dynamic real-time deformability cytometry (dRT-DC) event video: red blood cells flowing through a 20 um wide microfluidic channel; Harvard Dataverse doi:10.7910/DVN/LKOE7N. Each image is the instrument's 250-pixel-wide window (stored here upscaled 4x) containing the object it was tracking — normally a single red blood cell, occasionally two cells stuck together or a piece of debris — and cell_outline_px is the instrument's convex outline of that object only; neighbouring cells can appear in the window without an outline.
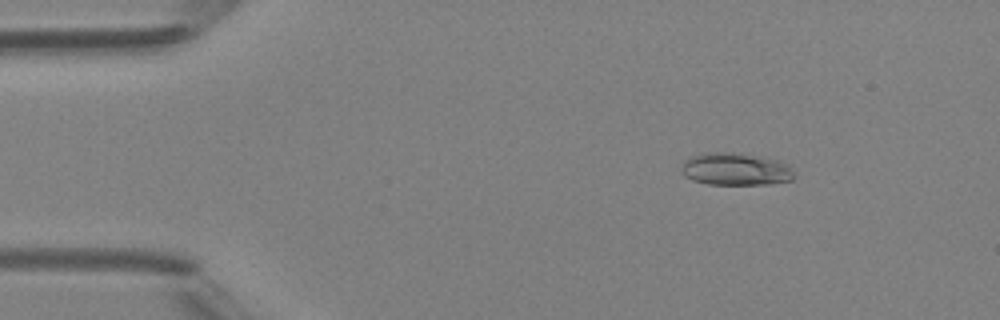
{"species": "Egyptian fruit bat (a non-hibernating species)", "species_latin": "Rousettus aegyptiacus", "temperature_condition": "room temperature", "stored_images_in_passage": 3, "camera_frame_rate_fps": 3000, "um_per_image_px": 0.085, "animal": {"sex": "female"}, "frame": {"image": 1, "passage_image": 1, "time_ms": 0.0, "image_size_px": [1000, 320], "cell_outline_px": [[796, 176], [792, 180], [768, 184], [708, 184], [692, 180], [684, 176], [680, 172], [680, 168], [688, 156], [704, 152], [732, 152], [764, 156], [788, 164], [792, 168]], "centroid_in_image_um": [62.51, 14.36], "position_along_channel_um": 22.5, "area_um2": 21.79}}